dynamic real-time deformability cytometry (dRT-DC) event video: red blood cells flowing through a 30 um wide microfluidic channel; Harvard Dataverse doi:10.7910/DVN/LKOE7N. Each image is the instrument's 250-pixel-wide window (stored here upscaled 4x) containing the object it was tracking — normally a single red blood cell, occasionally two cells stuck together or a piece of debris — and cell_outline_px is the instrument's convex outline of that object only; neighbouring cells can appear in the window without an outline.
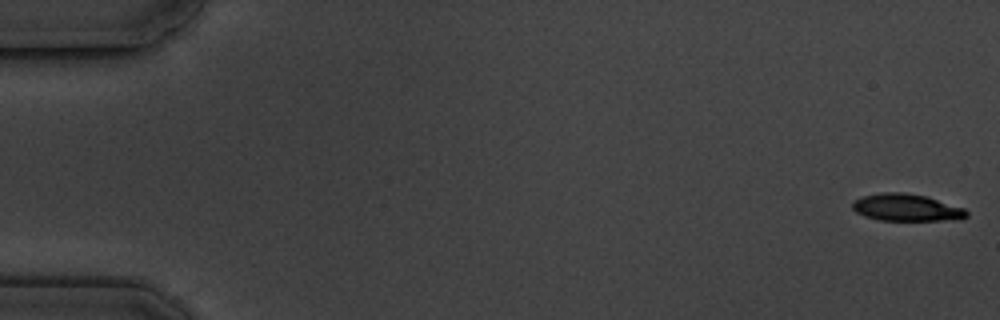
{"species": "common noctule bat (a hibernating species)", "species_latin": "Nyctalus noctula", "temperature_condition": "cold", "stored_images_in_passage": 7, "camera_frame_rate_fps": 3000, "um_per_image_px": 0.085, "animal": {"sex": "male", "body_mass_g": 19.5, "forearm_length_mm": 54.6}, "frame": {"image": 1, "passage_image": 1, "time_ms": 0.0, "image_size_px": [1000, 320], "cell_outline_px": [[968, 216], [960, 220], [880, 220], [864, 216], [856, 212], [852, 208], [852, 204], [856, 200], [864, 196], [884, 192], [904, 192], [928, 196], [964, 208], [968, 212]], "centroid_in_image_um": [77.1, 17.64], "position_along_channel_um": 7.9, "area_um2": 18.09}}
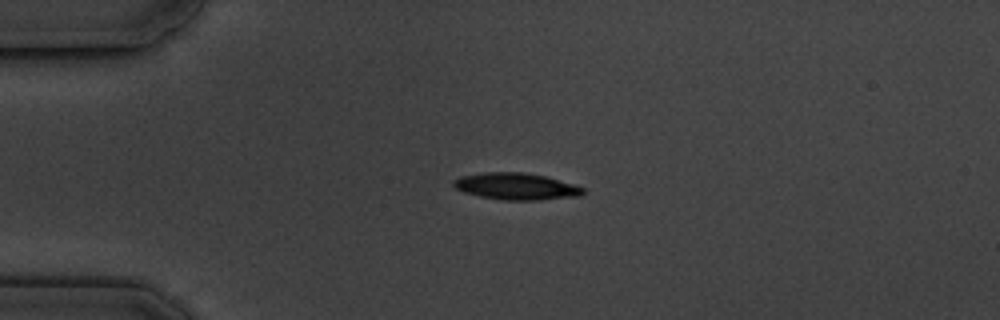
{"frame": {"image": 2, "passage_image": 5, "time_ms": 4.333, "image_size_px": [1000, 320], "cell_outline_px": [[584, 192], [580, 196], [540, 200], [500, 200], [480, 196], [464, 192], [456, 188], [452, 184], [452, 180], [460, 176], [484, 172], [524, 172], [544, 176], [576, 184], [584, 188]], "centroid_in_image_um": [43.87, 15.84], "position_along_channel_um": 41.1, "area_um2": 20.35}}